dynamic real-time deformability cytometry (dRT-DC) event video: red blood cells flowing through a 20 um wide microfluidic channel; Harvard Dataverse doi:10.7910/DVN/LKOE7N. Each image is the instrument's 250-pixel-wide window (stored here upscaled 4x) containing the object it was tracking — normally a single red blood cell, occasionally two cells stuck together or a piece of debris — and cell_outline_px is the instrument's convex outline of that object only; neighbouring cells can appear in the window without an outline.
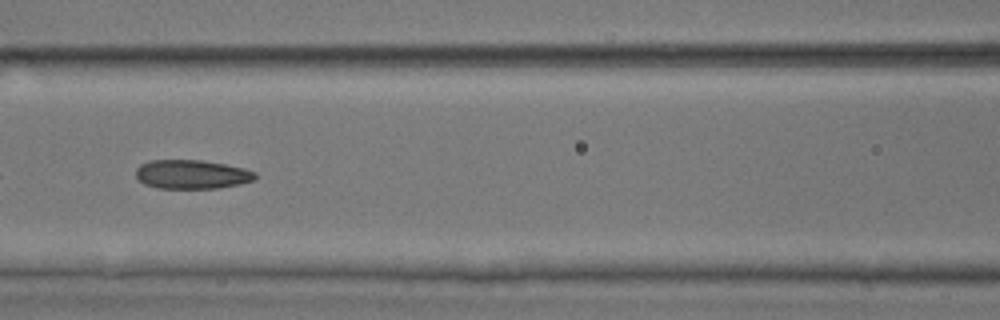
{"species": "common noctule bat (a hibernating species)", "species_latin": "Nyctalus noctula", "temperature_condition": "room temperature", "stored_images_in_passage": 8, "camera_frame_rate_fps": 3000, "um_per_image_px": 0.085, "animal": {"sex": "male", "body_mass_g": 17.9, "forearm_length_mm": 54.2}, "frame": {"image": 1, "passage_image": 5, "time_ms": 4.667, "image_size_px": [1000, 320], "cell_outline_px": [[256, 176], [252, 180], [240, 184], [220, 188], [156, 188], [144, 184], [136, 176], [136, 168], [140, 164], [148, 160], [200, 160], [224, 164], [244, 168], [256, 172]], "centroid_in_image_um": [16.28, 14.82], "position_along_channel_um": 150.3, "area_um2": 20.17}}
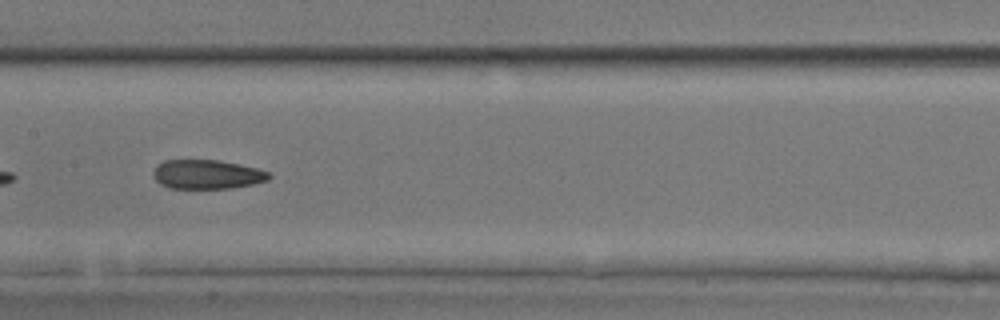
{"frame": {"image": 2, "passage_image": 6, "time_ms": 5.667, "image_size_px": [1000, 320], "cell_outline_px": [[272, 176], [268, 180], [252, 184], [232, 188], [168, 188], [160, 184], [156, 180], [152, 172], [156, 164], [164, 160], [216, 160], [256, 168], [268, 172]], "centroid_in_image_um": [17.55, 14.82], "position_along_channel_um": 189.8, "area_um2": 19.59}}
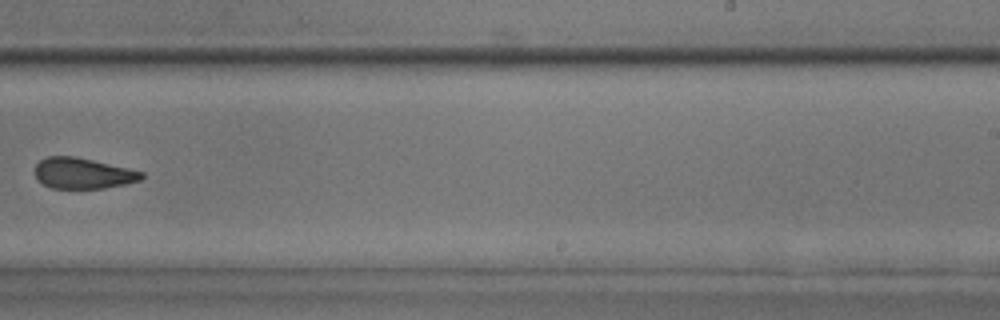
{"frame": {"image": 3, "passage_image": 8, "time_ms": 8.0, "image_size_px": [1000, 320], "cell_outline_px": [[144, 176], [140, 180], [124, 184], [104, 188], [52, 188], [36, 180], [32, 172], [36, 164], [40, 160], [48, 156], [76, 156], [128, 168], [144, 172]], "centroid_in_image_um": [6.99, 14.72], "position_along_channel_um": 282.0, "area_um2": 19.31}}